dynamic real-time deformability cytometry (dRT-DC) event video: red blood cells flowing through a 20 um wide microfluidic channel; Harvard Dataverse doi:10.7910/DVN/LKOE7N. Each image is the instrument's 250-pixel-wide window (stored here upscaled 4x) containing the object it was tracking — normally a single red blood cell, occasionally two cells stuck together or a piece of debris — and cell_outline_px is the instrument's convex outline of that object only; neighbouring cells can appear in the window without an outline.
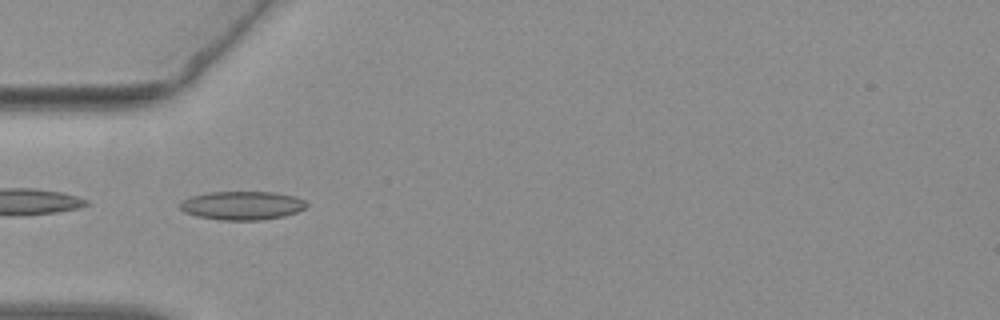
{"species": "common noctule bat (a hibernating species)", "species_latin": "Nyctalus noctula", "temperature_condition": "warm", "stored_images_in_passage": 55, "camera_frame_rate_fps": 3000, "um_per_image_px": 0.085, "animal": {"sex": "female", "body_mass_g": 19.3, "forearm_length_mm": 54.1}, "frame": {"image": 1, "passage_image": 18, "time_ms": 5.667, "image_size_px": [1000, 320], "cell_outline_px": [[308, 204], [304, 208], [296, 212], [284, 216], [260, 220], [220, 220], [196, 216], [184, 212], [180, 208], [180, 200], [188, 196], [208, 192], [276, 192], [292, 196], [304, 200]], "centroid_in_image_um": [20.52, 17.46], "position_along_channel_um": 64.5, "area_um2": 21.21}}
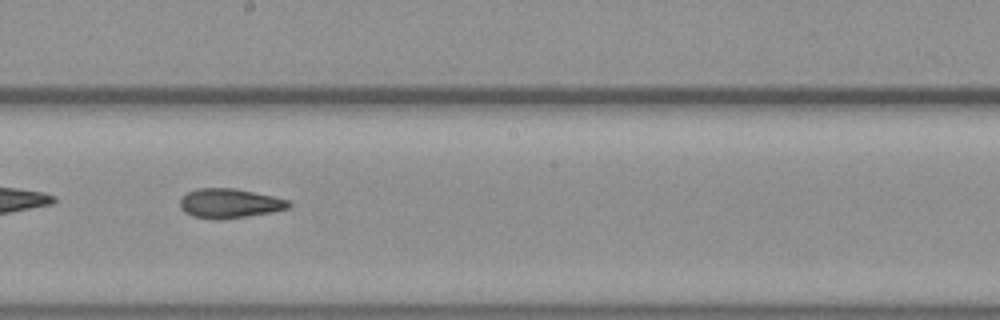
{"frame": {"image": 2, "passage_image": 31, "time_ms": 10.0, "image_size_px": [1000, 320], "cell_outline_px": [[292, 204], [288, 208], [272, 212], [248, 216], [192, 216], [184, 212], [180, 208], [180, 200], [188, 192], [196, 188], [236, 188], [272, 196], [288, 200]], "centroid_in_image_um": [19.54, 17.23], "position_along_channel_um": 228.7, "area_um2": 17.86}}
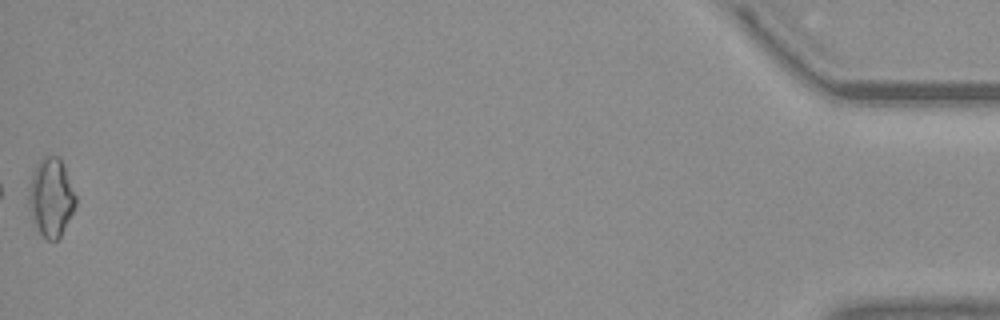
{"frame": {"image": 3, "passage_image": 55, "time_ms": 18.0, "image_size_px": [1000, 320], "cell_outline_px": [[76, 208], [60, 236], [56, 240], [48, 240], [40, 232], [32, 220], [28, 208], [28, 196], [32, 176], [40, 160], [44, 156], [60, 156], [64, 164], [76, 196]], "centroid_in_image_um": [4.36, 16.78], "position_along_channel_um": 430.8, "area_um2": 21.39}, "authors_computed_cell_mechanics": {"area_um2": 18.7272, "velocity_mm_per_s": 3.8056, "shape_relaxation_time_tau1_ms": null, "shape_relaxation_time_tau2_ms": 3.4013, "deformation_change_tau1": null, "deformation_change_tau2": 0.1143}}